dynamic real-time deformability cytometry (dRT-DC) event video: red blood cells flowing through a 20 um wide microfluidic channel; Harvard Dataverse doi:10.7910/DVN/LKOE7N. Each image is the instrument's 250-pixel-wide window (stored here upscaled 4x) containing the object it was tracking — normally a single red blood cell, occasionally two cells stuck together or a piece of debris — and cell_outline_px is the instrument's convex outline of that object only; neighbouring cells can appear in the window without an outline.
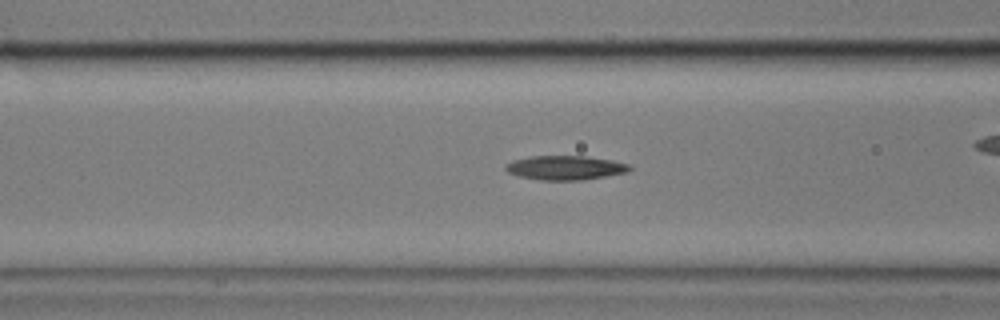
{"species": "common noctule bat (a hibernating species)", "species_latin": "Nyctalus noctula", "temperature_condition": "cold", "stored_images_in_passage": 36, "camera_frame_rate_fps": 3000, "um_per_image_px": 0.085, "animal": {"sex": "male", "body_mass_g": 17.9}, "frame": {"image": 1, "passage_image": 6, "time_ms": 1.667, "image_size_px": [1000, 320], "cell_outline_px": [[632, 168], [628, 172], [580, 180], [540, 180], [520, 176], [508, 172], [504, 168], [504, 164], [512, 160], [532, 156], [584, 156], [612, 160], [632, 164]], "centroid_in_image_um": [48.05, 14.25], "position_along_channel_um": 118.5, "area_um2": 17.51}}
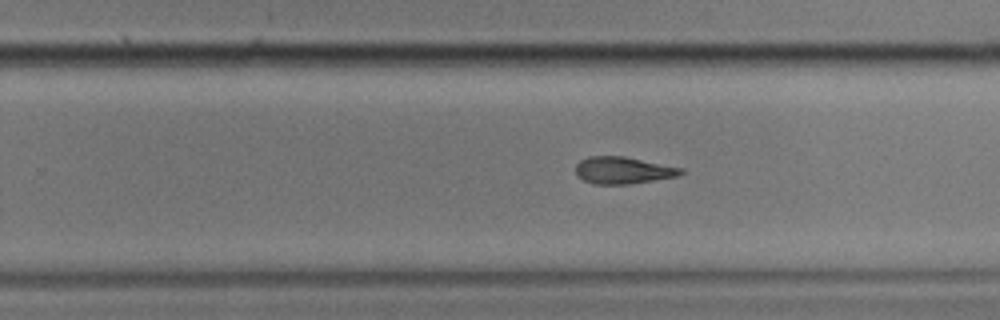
{"frame": {"image": 2, "passage_image": 20, "time_ms": 6.333, "image_size_px": [1000, 320], "cell_outline_px": [[684, 172], [676, 176], [632, 184], [592, 184], [576, 176], [576, 164], [580, 160], [588, 156], [624, 156], [684, 168]], "centroid_in_image_um": [52.94, 14.47], "position_along_channel_um": 276.9, "area_um2": 16.65}, "authors_computed_cell_mechanics": {"area_um2": 17.2244, "velocity_mm_per_s": 3.3958, "shape_relaxation_time_tau1_ms": null, "shape_relaxation_time_tau2_ms": 10.072, "deformation_change_tau1": null, "deformation_change_tau2": 0.2303}}